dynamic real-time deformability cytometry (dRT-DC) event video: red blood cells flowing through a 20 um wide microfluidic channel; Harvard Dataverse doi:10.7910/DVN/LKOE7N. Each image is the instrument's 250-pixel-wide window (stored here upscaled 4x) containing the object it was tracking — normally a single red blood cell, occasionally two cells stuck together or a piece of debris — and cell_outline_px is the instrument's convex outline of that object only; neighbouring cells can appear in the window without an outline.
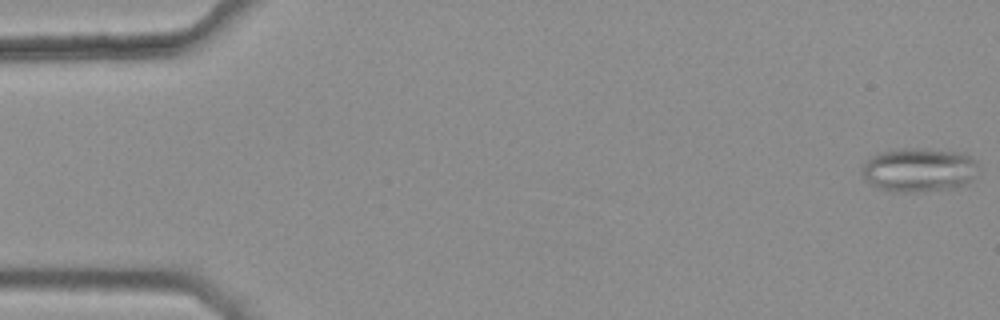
{"species": "common noctule bat (a hibernating species)", "species_latin": "Nyctalus noctula", "temperature_condition": "warm", "stored_images_in_passage": 5, "camera_frame_rate_fps": 3000, "um_per_image_px": 0.085, "animal": {"sex": "female", "body_mass_g": 25.1}, "frame": {"image": 1, "passage_image": 1, "time_ms": 0.0, "image_size_px": [1000, 320], "cell_outline_px": [[976, 176], [972, 180], [964, 184], [952, 188], [924, 192], [892, 192], [876, 188], [864, 180], [860, 172], [864, 164], [876, 152], [896, 148], [920, 148], [960, 152], [976, 160]], "centroid_in_image_um": [78.05, 14.44], "position_along_channel_um": 7.0, "area_um2": 30.35}}